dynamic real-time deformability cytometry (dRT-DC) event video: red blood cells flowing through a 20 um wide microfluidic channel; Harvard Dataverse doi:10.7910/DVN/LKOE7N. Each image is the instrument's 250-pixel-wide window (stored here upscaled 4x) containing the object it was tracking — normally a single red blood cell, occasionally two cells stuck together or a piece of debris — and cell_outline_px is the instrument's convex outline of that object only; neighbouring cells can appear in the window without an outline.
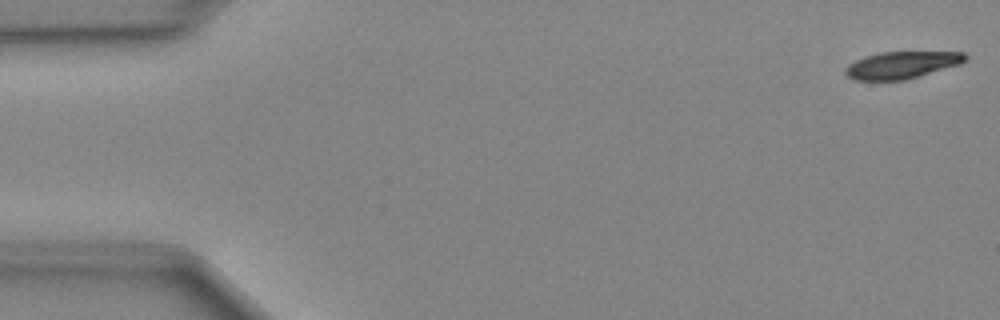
{"species": "Egyptian fruit bat (a non-hibernating species)", "species_latin": "Rousettus aegyptiacus", "temperature_condition": "cold", "stored_images_in_passage": 48, "camera_frame_rate_fps": 3000, "um_per_image_px": 0.085, "animal": {"sex": "female"}, "frame": {"image": 1, "passage_image": 1, "time_ms": 0.0, "image_size_px": [1000, 320], "cell_outline_px": [[968, 60], [960, 64], [904, 80], [852, 80], [844, 72], [844, 68], [848, 64], [864, 56], [880, 52], [964, 52], [968, 56]], "centroid_in_image_um": [76.63, 5.52], "position_along_channel_um": 8.4, "area_um2": 18.96}}
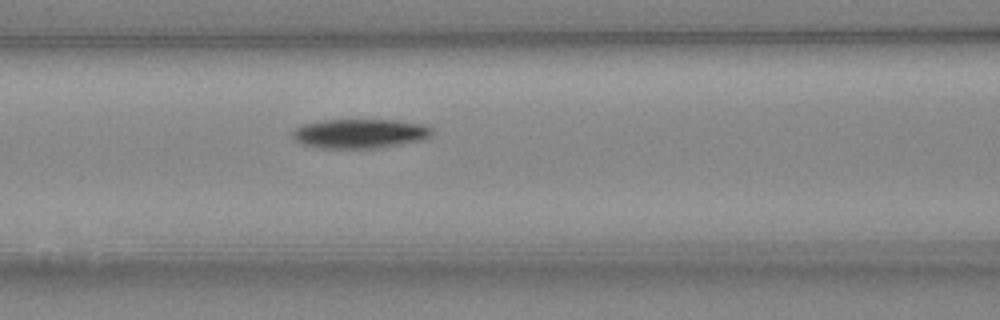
{"frame": {"image": 2, "passage_image": 20, "time_ms": 6.333, "image_size_px": [1000, 320], "cell_outline_px": [[432, 136], [424, 140], [380, 148], [320, 148], [304, 144], [292, 140], [292, 132], [300, 124], [324, 120], [396, 120], [424, 124], [432, 128]], "centroid_in_image_um": [30.6, 11.35], "position_along_channel_um": 136.0, "area_um2": 24.16}}
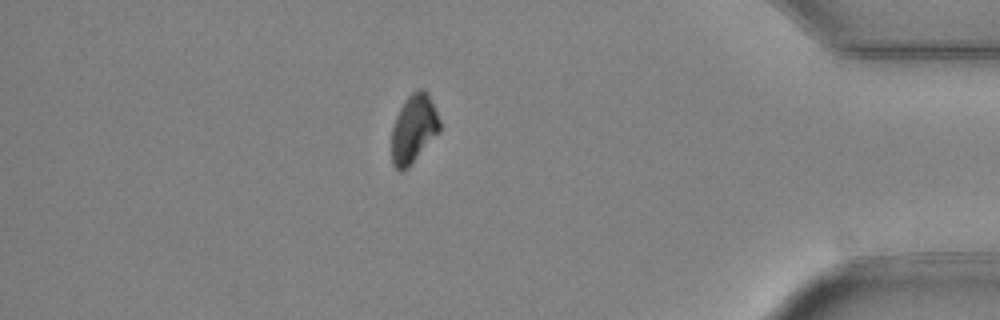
{"frame": {"image": 3, "passage_image": 42, "time_ms": 13.667, "image_size_px": [1000, 320], "cell_outline_px": [[440, 132], [408, 168], [400, 172], [392, 164], [392, 128], [396, 116], [400, 108], [408, 96], [416, 88], [424, 88], [428, 92], [440, 120]], "centroid_in_image_um": [35.17, 10.94], "position_along_channel_um": 400.0, "area_um2": 19.36}}